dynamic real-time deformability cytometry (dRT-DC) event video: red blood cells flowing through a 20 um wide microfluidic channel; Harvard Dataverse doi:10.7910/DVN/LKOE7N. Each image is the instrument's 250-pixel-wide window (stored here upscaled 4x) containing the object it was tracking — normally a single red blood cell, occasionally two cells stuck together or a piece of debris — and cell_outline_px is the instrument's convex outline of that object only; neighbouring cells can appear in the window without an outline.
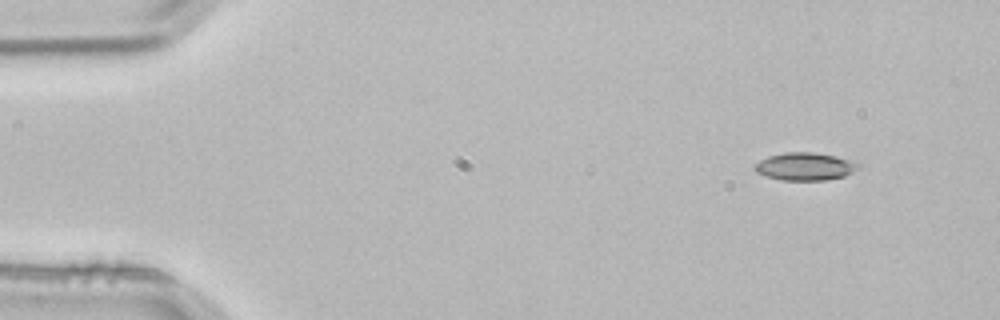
{"species": "common noctule bat (a hibernating species)", "species_latin": "Nyctalus noctula", "temperature_condition": "room temperature", "stored_images_in_passage": 2, "camera_frame_rate_fps": 3000, "um_per_image_px": 0.085, "animal": {"sex": "male", "body_mass_g": 21.5, "forearm_length_mm": 52.0}, "frame": {"image": 1, "passage_image": 1, "time_ms": 0.0, "image_size_px": [1000, 320], "cell_outline_px": [[860, 168], [844, 176], [824, 180], [780, 180], [764, 176], [756, 172], [752, 168], [760, 160], [768, 156], [784, 152], [812, 152], [836, 156], [852, 160], [860, 164]], "centroid_in_image_um": [68.41, 14.15], "position_along_channel_um": 16.6, "area_um2": 16.88}}